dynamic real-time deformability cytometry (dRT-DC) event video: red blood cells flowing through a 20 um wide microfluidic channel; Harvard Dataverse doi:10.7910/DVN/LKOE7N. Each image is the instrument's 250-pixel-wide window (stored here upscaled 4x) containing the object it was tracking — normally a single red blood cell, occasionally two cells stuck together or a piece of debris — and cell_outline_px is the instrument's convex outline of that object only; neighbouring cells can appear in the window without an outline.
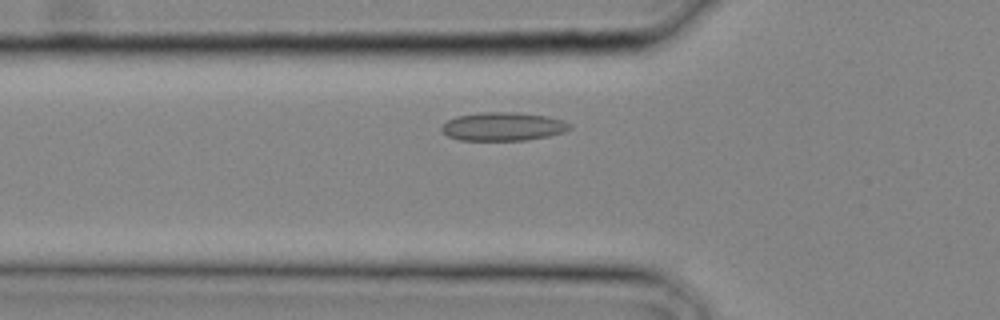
{"species": "common noctule bat (a hibernating species)", "species_latin": "Nyctalus noctula", "temperature_condition": "cold", "stored_images_in_passage": 4, "camera_frame_rate_fps": 3000, "um_per_image_px": 0.085, "animal": {"sex": "male", "body_mass_g": 20.4}, "frame": {"image": 1, "passage_image": 4, "time_ms": 1.0, "image_size_px": [1000, 320], "cell_outline_px": [[572, 128], [564, 132], [548, 136], [524, 140], [460, 140], [448, 136], [440, 128], [448, 120], [456, 116], [480, 112], [516, 112], [548, 116], [564, 120], [572, 124]], "centroid_in_image_um": [42.8, 10.74], "position_along_channel_um": 83.0, "area_um2": 21.33}}